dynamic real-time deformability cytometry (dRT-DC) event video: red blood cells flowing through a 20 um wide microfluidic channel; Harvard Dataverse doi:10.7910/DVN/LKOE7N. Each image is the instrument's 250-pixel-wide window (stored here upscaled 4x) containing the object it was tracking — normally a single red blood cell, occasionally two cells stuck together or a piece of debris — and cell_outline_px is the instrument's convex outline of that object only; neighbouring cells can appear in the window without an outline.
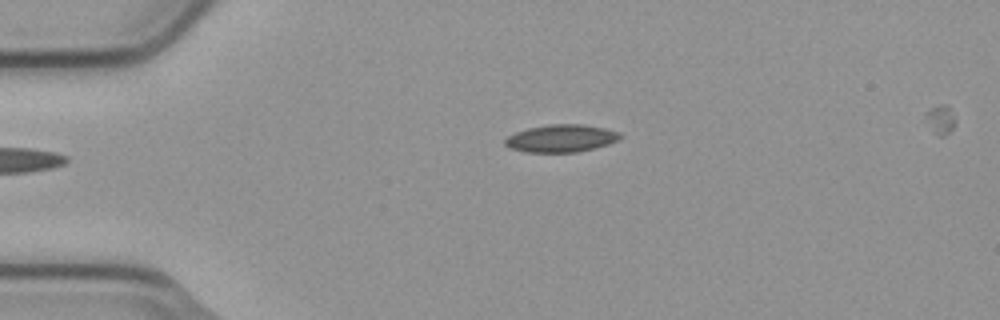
{"species": "common noctule bat (a hibernating species)", "species_latin": "Nyctalus noctula", "temperature_condition": "cold", "stored_images_in_passage": 2, "camera_frame_rate_fps": 3000, "um_per_image_px": 0.085, "animal": {"sex": "male", "body_mass_g": 23.1, "forearm_length_mm": 52.7}, "frame": {"image": 1, "passage_image": 1, "time_ms": 0.0, "image_size_px": [1000, 320], "cell_outline_px": [[624, 136], [608, 144], [576, 152], [524, 152], [508, 148], [504, 144], [504, 140], [508, 136], [516, 132], [528, 128], [548, 124], [580, 124], [604, 128], [620, 132]], "centroid_in_image_um": [47.66, 11.76], "position_along_channel_um": 37.3, "area_um2": 18.44}}